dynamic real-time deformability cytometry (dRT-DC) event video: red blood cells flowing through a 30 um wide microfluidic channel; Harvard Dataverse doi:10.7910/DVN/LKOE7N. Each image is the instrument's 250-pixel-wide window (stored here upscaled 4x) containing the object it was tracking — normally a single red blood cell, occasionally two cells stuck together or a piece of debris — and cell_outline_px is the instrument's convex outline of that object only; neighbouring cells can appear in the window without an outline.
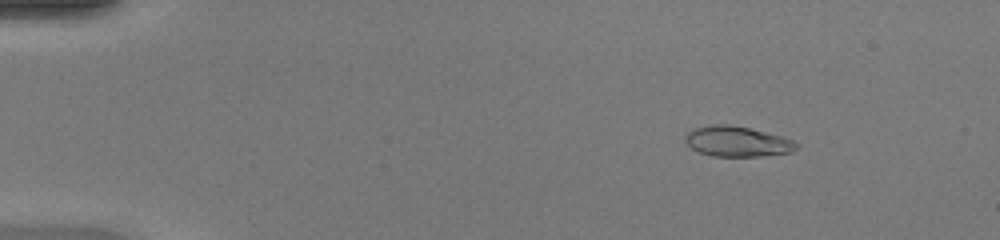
{"species": "common noctule bat (a hibernating species)", "species_latin": "Nyctalus noctula", "temperature_condition": "warm", "stored_images_in_passage": 40, "camera_frame_rate_fps": 3000, "um_per_image_px": 0.085, "animal": {"sex": "female", "body_mass_g": 20.0, "forearm_length_mm": 54.0}, "frame": {"image": 1, "passage_image": 7, "time_ms": 2.0, "image_size_px": [1000, 240], "cell_outline_px": [[800, 144], [792, 152], [760, 156], [712, 156], [700, 152], [692, 148], [684, 140], [684, 136], [692, 128], [708, 124], [728, 124], [748, 128], [780, 136], [792, 140]], "centroid_in_image_um": [62.62, 12.02], "position_along_channel_um": 22.4, "area_um2": 19.59}}
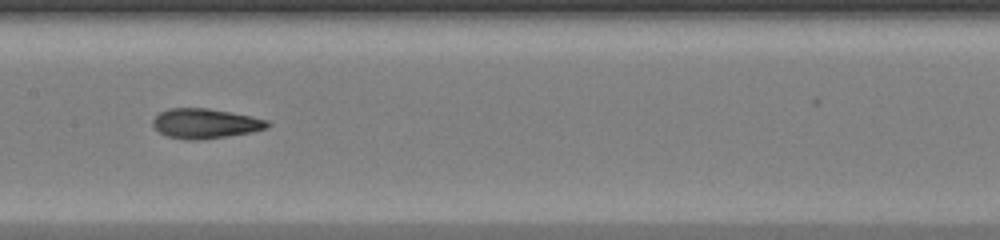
{"frame": {"image": 2, "passage_image": 26, "time_ms": 8.333, "image_size_px": [1000, 240], "cell_outline_px": [[272, 124], [268, 128], [252, 132], [228, 136], [200, 140], [188, 140], [168, 136], [160, 132], [152, 124], [152, 120], [160, 112], [168, 108], [208, 108], [252, 116], [268, 120]], "centroid_in_image_um": [17.48, 10.49], "position_along_channel_um": 189.9, "area_um2": 20.0}}
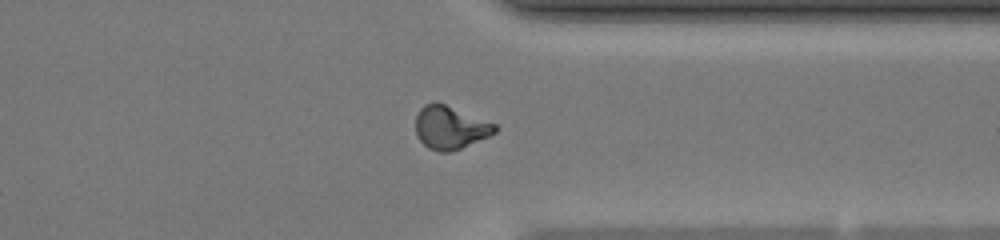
{"frame": {"image": 3, "passage_image": 39, "time_ms": 12.667, "image_size_px": [1000, 240], "cell_outline_px": [[500, 128], [496, 132], [488, 136], [452, 152], [440, 152], [428, 148], [416, 136], [416, 116], [420, 108], [424, 104], [436, 100], [496, 124]], "centroid_in_image_um": [38.25, 10.82], "position_along_channel_um": 373.1, "area_um2": 20.11}}